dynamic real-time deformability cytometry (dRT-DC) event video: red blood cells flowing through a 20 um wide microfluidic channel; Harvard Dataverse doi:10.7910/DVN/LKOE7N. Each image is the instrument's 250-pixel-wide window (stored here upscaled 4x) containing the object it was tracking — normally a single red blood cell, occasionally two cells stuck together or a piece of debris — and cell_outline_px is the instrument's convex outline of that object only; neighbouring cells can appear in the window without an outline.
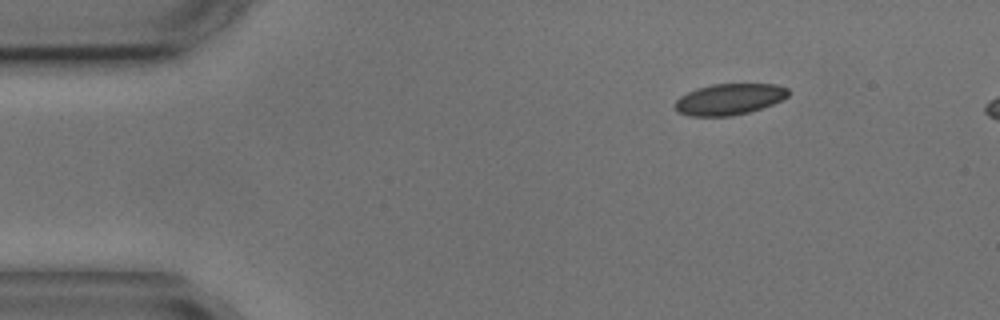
{"species": "common noctule bat (a hibernating species)", "species_latin": "Nyctalus noctula", "temperature_condition": "cold", "stored_images_in_passage": 3, "camera_frame_rate_fps": 3000, "um_per_image_px": 0.085, "animal": {"sex": "male", "body_mass_g": 17.9, "forearm_length_mm": 54.2}, "frame": {"image": 1, "passage_image": 1, "time_ms": 0.0, "image_size_px": [1000, 320], "cell_outline_px": [[788, 96], [772, 104], [748, 112], [732, 116], [688, 116], [676, 112], [672, 104], [680, 96], [696, 88], [712, 84], [776, 84], [788, 88]], "centroid_in_image_um": [61.92, 8.44], "position_along_channel_um": 23.1, "area_um2": 20.69}}